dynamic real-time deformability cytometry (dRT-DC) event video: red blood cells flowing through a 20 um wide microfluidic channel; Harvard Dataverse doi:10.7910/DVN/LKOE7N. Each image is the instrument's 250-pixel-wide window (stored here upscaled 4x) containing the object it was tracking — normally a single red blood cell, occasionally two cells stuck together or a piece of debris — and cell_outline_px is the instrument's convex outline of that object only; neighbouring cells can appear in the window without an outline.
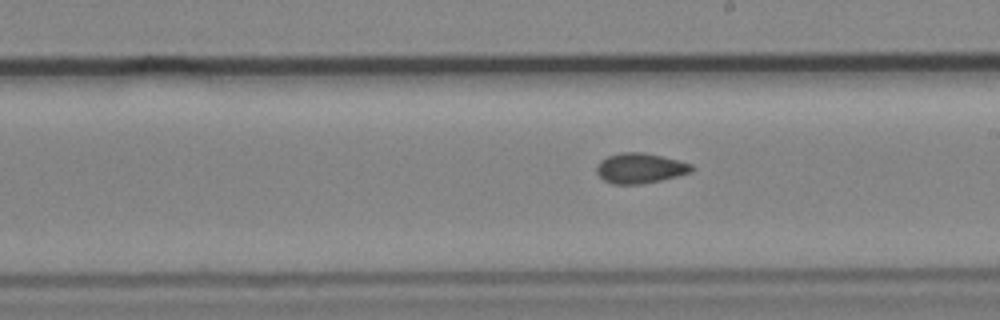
{"species": "common noctule bat (a hibernating species)", "species_latin": "Nyctalus noctula", "temperature_condition": "cold", "stored_images_in_passage": 7, "camera_frame_rate_fps": 3000, "um_per_image_px": 0.085, "animal": {"sex": "male", "body_mass_g": 19.2, "forearm_length_mm": 51.8}, "frame": {"image": 1, "passage_image": 7, "time_ms": 2.0, "image_size_px": [1000, 320], "cell_outline_px": [[696, 168], [692, 172], [660, 180], [640, 184], [612, 184], [604, 180], [596, 172], [596, 164], [600, 160], [608, 156], [624, 152], [644, 152], [692, 164]], "centroid_in_image_um": [54.39, 14.3], "position_along_channel_um": 234.6, "area_um2": 16.65}}